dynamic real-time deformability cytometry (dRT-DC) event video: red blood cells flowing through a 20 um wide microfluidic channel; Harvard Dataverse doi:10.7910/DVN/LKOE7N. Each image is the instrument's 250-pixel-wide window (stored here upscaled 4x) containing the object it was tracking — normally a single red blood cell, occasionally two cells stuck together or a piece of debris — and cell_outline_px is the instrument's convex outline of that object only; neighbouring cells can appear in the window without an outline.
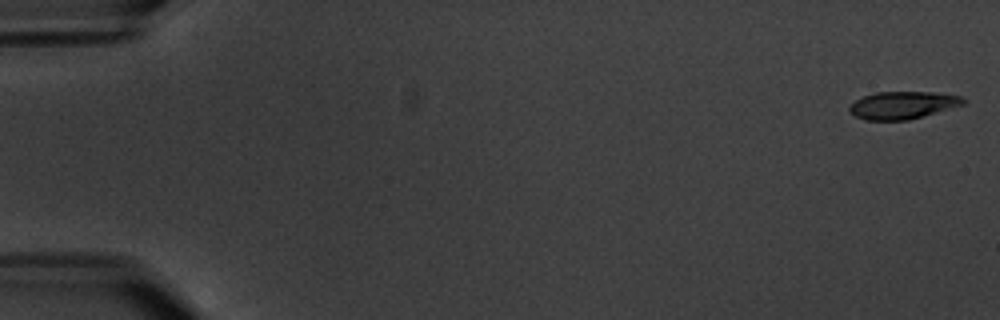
{"species": "common noctule bat (a hibernating species)", "species_latin": "Nyctalus noctula", "temperature_condition": "warm", "stored_images_in_passage": 6, "camera_frame_rate_fps": 3000, "um_per_image_px": 0.085, "animal": {"sex": "male", "body_mass_g": 20.1, "forearm_length_mm": 53.5}, "frame": {"image": 1, "passage_image": 1, "time_ms": 0.0, "image_size_px": [1000, 320], "cell_outline_px": [[968, 100], [964, 104], [908, 120], [864, 120], [848, 112], [848, 108], [856, 100], [864, 96], [876, 92], [932, 92], [960, 96]], "centroid_in_image_um": [76.71, 8.94], "position_along_channel_um": 8.3, "area_um2": 18.09}}
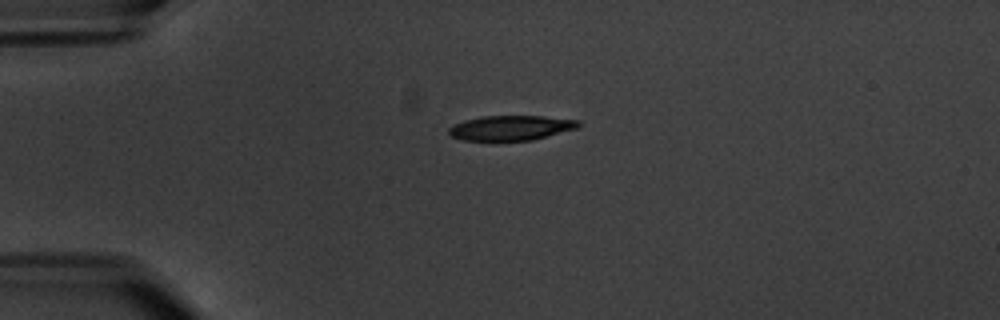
{"frame": {"image": 2, "passage_image": 5, "time_ms": 4.667, "image_size_px": [1000, 320], "cell_outline_px": [[584, 124], [580, 128], [532, 140], [464, 140], [452, 136], [448, 132], [448, 128], [464, 120], [480, 116], [544, 116], [580, 120]], "centroid_in_image_um": [43.52, 10.86], "position_along_channel_um": 41.5, "area_um2": 18.9}}